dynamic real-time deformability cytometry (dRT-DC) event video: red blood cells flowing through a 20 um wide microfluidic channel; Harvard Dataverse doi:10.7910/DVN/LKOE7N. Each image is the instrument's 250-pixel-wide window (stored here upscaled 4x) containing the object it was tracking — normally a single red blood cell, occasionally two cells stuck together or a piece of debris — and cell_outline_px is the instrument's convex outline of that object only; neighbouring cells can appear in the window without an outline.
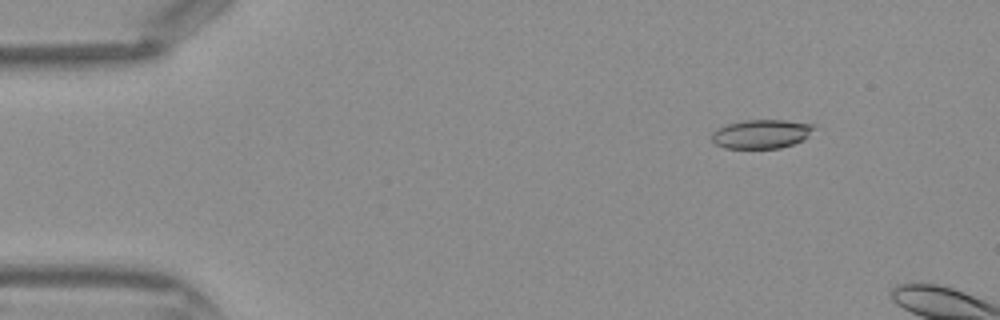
{"species": "Egyptian fruit bat (a non-hibernating species)", "species_latin": "Rousettus aegyptiacus", "temperature_condition": "warm", "stored_images_in_passage": 5, "camera_frame_rate_fps": 3000, "um_per_image_px": 0.085, "frame": {"image": 1, "passage_image": 1, "time_ms": 0.0, "image_size_px": [1000, 320], "cell_outline_px": [[816, 128], [804, 140], [780, 148], [724, 148], [716, 144], [712, 140], [712, 132], [716, 128], [728, 124], [744, 120], [784, 120], [816, 124]], "centroid_in_image_um": [64.74, 11.38], "position_along_channel_um": 20.3, "area_um2": 17.34}}